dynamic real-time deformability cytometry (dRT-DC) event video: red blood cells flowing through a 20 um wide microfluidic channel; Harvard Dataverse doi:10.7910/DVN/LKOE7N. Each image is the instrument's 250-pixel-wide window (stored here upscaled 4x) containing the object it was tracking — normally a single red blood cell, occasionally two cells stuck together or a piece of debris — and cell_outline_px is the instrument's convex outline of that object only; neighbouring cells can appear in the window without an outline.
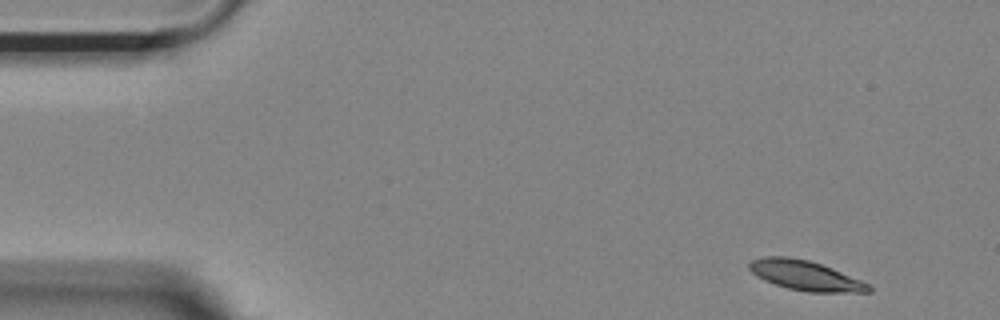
{"species": "Egyptian fruit bat (a non-hibernating species)", "species_latin": "Rousettus aegyptiacus", "temperature_condition": "room temperature", "stored_images_in_passage": 52, "camera_frame_rate_fps": 3000, "um_per_image_px": 0.085, "animal": {"sex": "female"}, "frame": {"image": 1, "passage_image": 1, "time_ms": 0.0, "image_size_px": [1000, 320], "cell_outline_px": [[872, 292], [808, 292], [788, 288], [764, 280], [756, 276], [748, 268], [748, 264], [752, 260], [764, 256], [788, 256], [808, 260], [832, 268], [860, 280], [868, 284], [872, 288]], "centroid_in_image_um": [68.43, 23.41], "position_along_channel_um": 16.6, "area_um2": 20.58}}
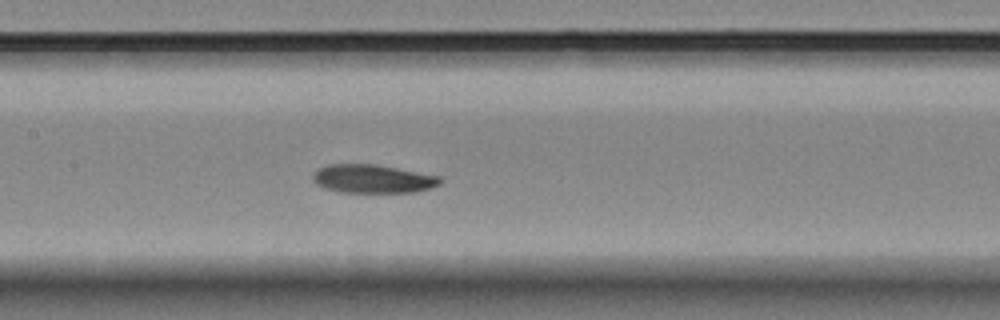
{"frame": {"image": 2, "passage_image": 22, "time_ms": 7.0, "image_size_px": [1000, 320], "cell_outline_px": [[440, 184], [416, 192], [340, 192], [324, 188], [316, 184], [312, 180], [312, 176], [320, 168], [328, 164], [376, 164], [440, 176]], "centroid_in_image_um": [31.66, 15.2], "position_along_channel_um": 175.7, "area_um2": 20.98}}
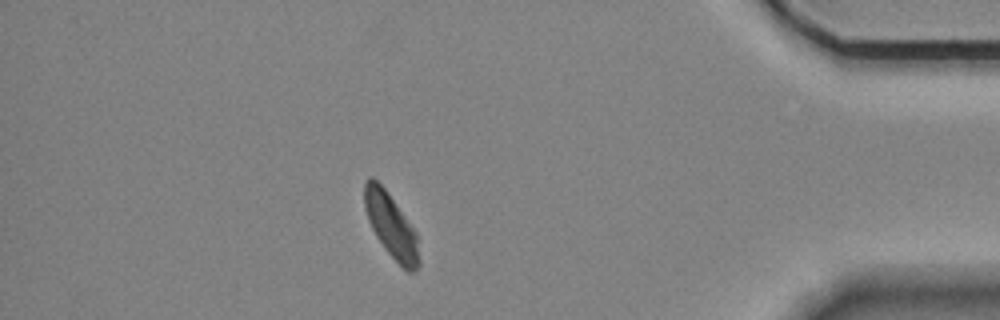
{"frame": {"image": 3, "passage_image": 44, "time_ms": 14.333, "image_size_px": [1000, 320], "cell_outline_px": [[420, 264], [416, 272], [408, 272], [384, 248], [376, 236], [368, 220], [364, 208], [364, 184], [368, 176], [372, 176], [384, 188], [416, 232], [420, 260]], "centroid_in_image_um": [33.23, 19.19], "position_along_channel_um": 402.0, "area_um2": 20.17}, "authors_computed_cell_mechanics": {"area_um2": 21.2415, "velocity_mm_per_s": 3.6537, "shape_relaxation_time_tau1_ms": 4.2206, "shape_relaxation_time_tau2_ms": 3.9246, "deformation_change_tau1": 0.1446, "deformation_change_tau2": 0.0937}}